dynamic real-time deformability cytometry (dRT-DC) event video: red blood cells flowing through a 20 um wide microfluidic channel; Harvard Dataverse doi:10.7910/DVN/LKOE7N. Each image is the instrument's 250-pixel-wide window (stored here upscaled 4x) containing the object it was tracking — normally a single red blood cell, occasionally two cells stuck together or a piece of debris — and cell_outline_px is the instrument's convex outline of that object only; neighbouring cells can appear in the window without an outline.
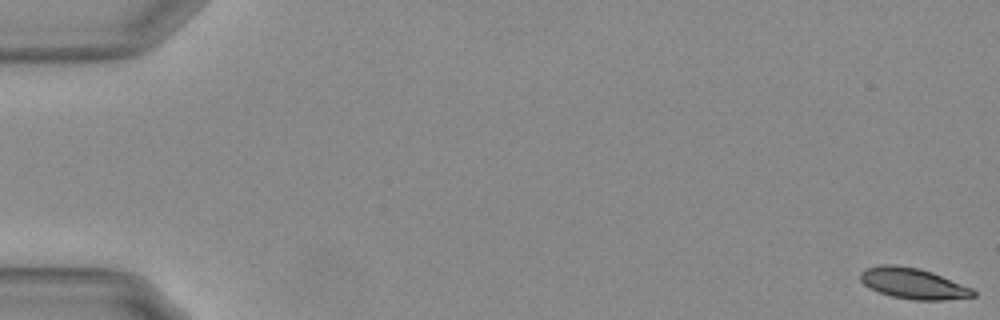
{"species": "Egyptian fruit bat (a non-hibernating species)", "species_latin": "Rousettus aegyptiacus", "temperature_condition": "warm", "stored_images_in_passage": 22, "camera_frame_rate_fps": 3000, "um_per_image_px": 0.085, "animal": {"sex": "female"}, "frame": {"image": 1, "passage_image": 1, "time_ms": 0.0, "image_size_px": [1000, 320], "cell_outline_px": [[976, 296], [944, 300], [912, 300], [892, 296], [880, 292], [864, 284], [860, 280], [860, 272], [868, 268], [880, 264], [892, 264], [916, 268], [932, 272], [972, 288], [976, 292]], "centroid_in_image_um": [77.63, 24.1], "position_along_channel_um": 7.4, "area_um2": 20.06}}
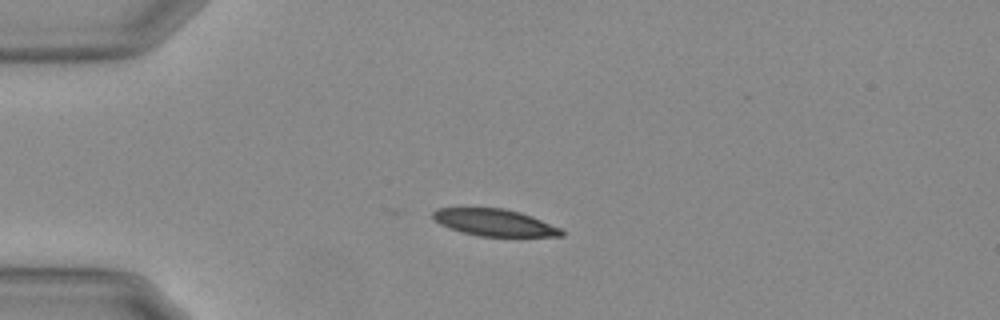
{"frame": {"image": 2, "passage_image": 15, "time_ms": 4.667, "image_size_px": [1000, 320], "cell_outline_px": [[564, 236], [480, 236], [460, 232], [448, 228], [440, 224], [432, 216], [432, 212], [436, 208], [504, 208], [520, 212], [532, 216], [560, 228], [564, 232]], "centroid_in_image_um": [42.01, 18.91], "position_along_channel_um": 43.0, "area_um2": 20.11}}
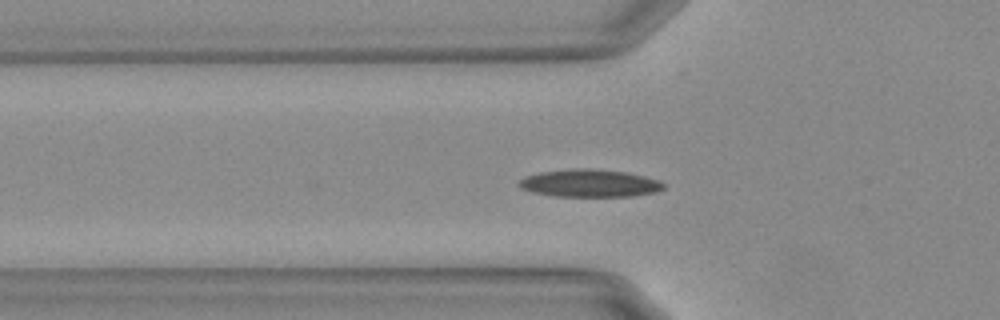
{"frame": {"image": 3, "passage_image": 20, "time_ms": 6.333, "image_size_px": [1000, 320], "cell_outline_px": [[664, 188], [656, 192], [632, 196], [556, 196], [532, 192], [520, 188], [516, 184], [524, 176], [540, 172], [572, 168], [588, 168], [628, 172], [644, 176], [656, 180], [664, 184]], "centroid_in_image_um": [50.07, 15.57], "position_along_channel_um": 75.7, "area_um2": 23.29}}